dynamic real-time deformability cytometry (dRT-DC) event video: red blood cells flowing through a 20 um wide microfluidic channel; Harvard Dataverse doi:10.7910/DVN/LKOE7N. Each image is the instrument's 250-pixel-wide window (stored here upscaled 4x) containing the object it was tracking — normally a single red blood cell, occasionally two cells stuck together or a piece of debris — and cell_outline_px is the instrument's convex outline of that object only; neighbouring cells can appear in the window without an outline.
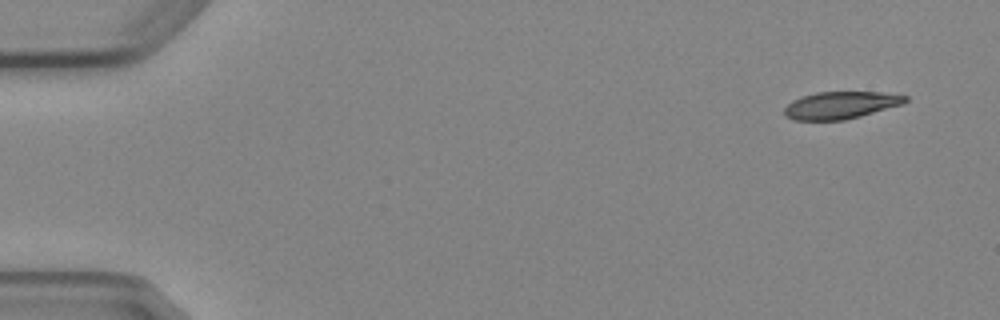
{"species": "Egyptian fruit bat (a non-hibernating species)", "species_latin": "Rousettus aegyptiacus", "temperature_condition": "cold", "stored_images_in_passage": 8, "camera_frame_rate_fps": 3000, "um_per_image_px": 0.085, "animal": {"sex": "female"}, "frame": {"image": 1, "passage_image": 1, "time_ms": 0.0, "image_size_px": [1000, 320], "cell_outline_px": [[908, 100], [904, 104], [860, 116], [844, 120], [796, 120], [784, 116], [784, 108], [792, 100], [800, 96], [816, 92], [880, 92], [908, 96]], "centroid_in_image_um": [71.45, 8.93], "position_along_channel_um": 13.6, "area_um2": 19.31}}
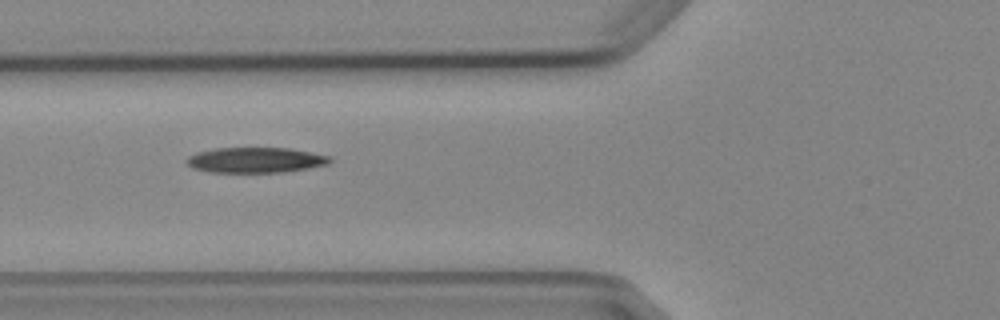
{"frame": {"image": 2, "passage_image": 6, "time_ms": 5.667, "image_size_px": [1000, 320], "cell_outline_px": [[332, 160], [328, 164], [308, 168], [284, 172], [208, 172], [192, 168], [184, 160], [188, 156], [196, 152], [216, 148], [288, 148], [332, 156]], "centroid_in_image_um": [21.7, 13.6], "position_along_channel_um": 104.1, "area_um2": 21.27}}
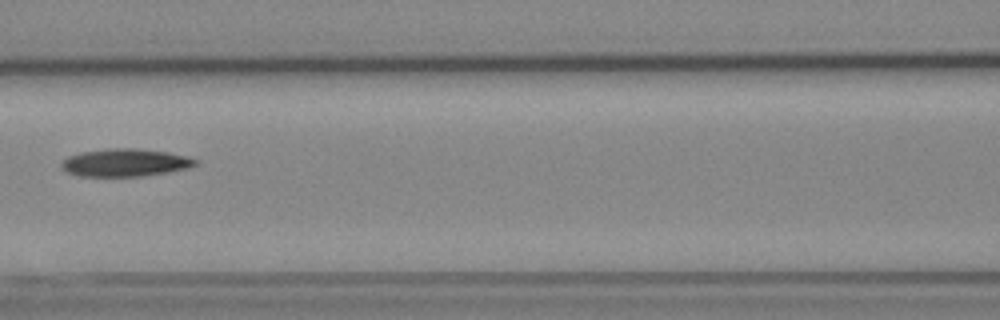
{"frame": {"image": 3, "passage_image": 7, "time_ms": 7.0, "image_size_px": [1000, 320], "cell_outline_px": [[200, 160], [196, 164], [188, 168], [168, 172], [140, 176], [76, 176], [68, 172], [60, 164], [68, 156], [80, 152], [112, 148], [136, 148], [168, 152], [188, 156]], "centroid_in_image_um": [10.67, 13.82], "position_along_channel_um": 155.9, "area_um2": 21.62}}